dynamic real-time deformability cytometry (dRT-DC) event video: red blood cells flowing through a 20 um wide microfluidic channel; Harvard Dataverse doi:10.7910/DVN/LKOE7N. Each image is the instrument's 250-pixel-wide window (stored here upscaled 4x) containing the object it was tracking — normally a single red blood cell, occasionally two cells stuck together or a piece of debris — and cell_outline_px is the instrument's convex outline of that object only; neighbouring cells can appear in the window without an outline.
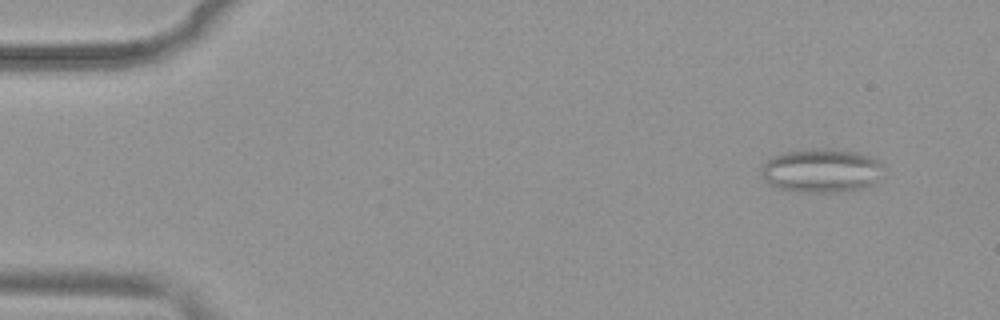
{"species": "common noctule bat (a hibernating species)", "species_latin": "Nyctalus noctula", "temperature_condition": "warm", "stored_images_in_passage": 10, "camera_frame_rate_fps": 3000, "um_per_image_px": 0.085, "animal": {"sex": "female", "body_mass_g": 19.9}, "frame": {"image": 1, "passage_image": 4, "time_ms": 1.0, "image_size_px": [1000, 320], "cell_outline_px": [[884, 176], [876, 184], [860, 188], [840, 192], [800, 192], [776, 188], [768, 184], [764, 180], [760, 172], [760, 168], [772, 156], [784, 152], [800, 148], [828, 148], [860, 152], [872, 156], [880, 160], [884, 168]], "centroid_in_image_um": [69.86, 14.48], "position_along_channel_um": 15.1, "area_um2": 32.31}}